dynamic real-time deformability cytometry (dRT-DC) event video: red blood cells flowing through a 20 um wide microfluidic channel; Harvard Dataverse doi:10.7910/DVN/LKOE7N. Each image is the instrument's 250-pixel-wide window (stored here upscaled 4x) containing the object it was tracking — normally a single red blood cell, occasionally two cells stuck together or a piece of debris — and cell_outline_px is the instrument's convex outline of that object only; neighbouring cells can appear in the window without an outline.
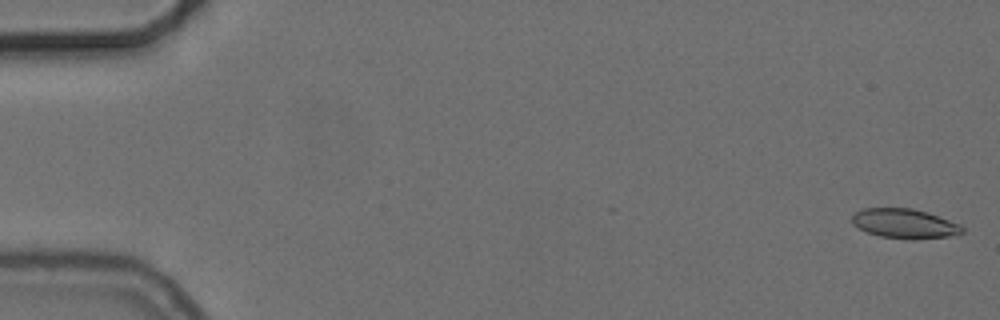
{"species": "common noctule bat (a hibernating species)", "species_latin": "Nyctalus noctula", "temperature_condition": "cold", "stored_images_in_passage": 55, "camera_frame_rate_fps": 3000, "um_per_image_px": 0.085, "animal": {"sex": "female", "body_mass_g": 24.6, "forearm_length_mm": 56.2}, "frame": {"image": 1, "passage_image": 1, "time_ms": 0.0, "image_size_px": [1000, 320], "cell_outline_px": [[964, 232], [948, 236], [880, 236], [868, 232], [852, 224], [852, 216], [856, 212], [864, 208], [912, 208], [928, 212], [960, 224], [964, 228]], "centroid_in_image_um": [76.86, 18.94], "position_along_channel_um": 8.1, "area_um2": 17.98}}
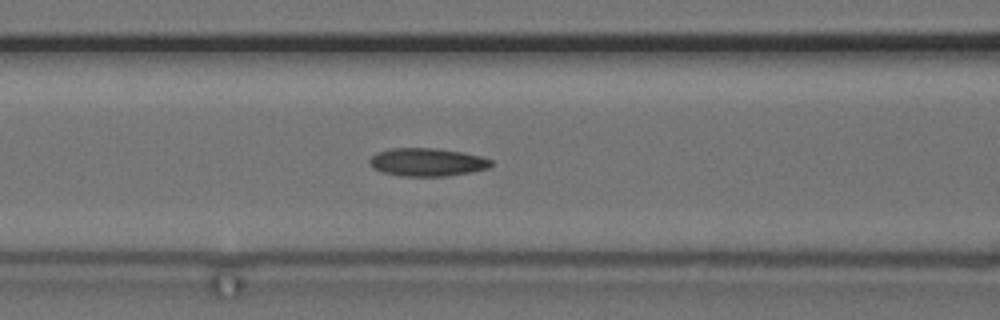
{"frame": {"image": 2, "passage_image": 23, "time_ms": 7.333, "image_size_px": [1000, 320], "cell_outline_px": [[492, 164], [488, 168], [472, 172], [444, 176], [400, 176], [380, 172], [372, 168], [368, 160], [376, 152], [392, 148], [436, 148], [460, 152], [480, 156], [492, 160]], "centroid_in_image_um": [36.26, 13.79], "position_along_channel_um": 130.3, "area_um2": 19.94}}
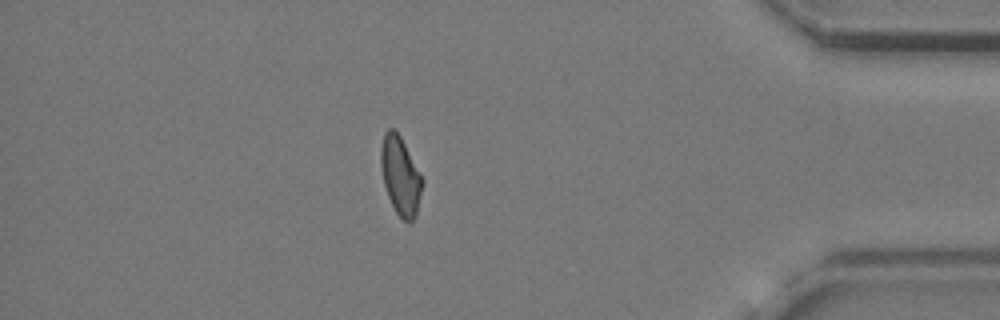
{"frame": {"image": 3, "passage_image": 48, "time_ms": 15.667, "image_size_px": [1000, 320], "cell_outline_px": [[424, 184], [416, 216], [408, 224], [396, 212], [388, 196], [384, 184], [380, 164], [380, 148], [384, 132], [388, 128], [392, 128], [400, 136], [424, 180]], "centroid_in_image_um": [34.04, 14.95], "position_along_channel_um": 401.2, "area_um2": 18.96}, "authors_computed_cell_mechanics": {"area_um2": 19.2474, "velocity_mm_per_s": 3.7197, "shape_relaxation_time_tau1_ms": null, "shape_relaxation_time_tau2_ms": 6.0628, "deformation_change_tau1": null, "deformation_change_tau2": 0.1389}}